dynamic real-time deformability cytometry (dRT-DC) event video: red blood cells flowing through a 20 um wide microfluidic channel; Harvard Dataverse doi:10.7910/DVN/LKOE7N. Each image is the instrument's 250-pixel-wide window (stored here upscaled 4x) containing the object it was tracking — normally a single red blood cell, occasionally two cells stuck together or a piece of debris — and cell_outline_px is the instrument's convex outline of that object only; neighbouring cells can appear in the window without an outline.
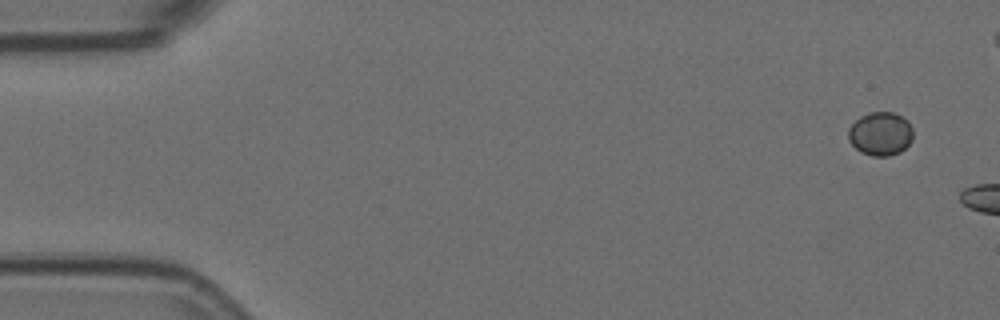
{"species": "Egyptian fruit bat (a non-hibernating species)", "species_latin": "Rousettus aegyptiacus", "temperature_condition": "room temperature", "stored_images_in_passage": 3, "camera_frame_rate_fps": 3000, "um_per_image_px": 0.085, "animal": {"sex": "female"}, "frame": {"image": 1, "passage_image": 1, "time_ms": 0.0, "image_size_px": [1000, 320], "cell_outline_px": [[912, 140], [900, 152], [888, 156], [872, 156], [860, 152], [848, 140], [848, 128], [860, 116], [868, 112], [892, 112], [908, 120], [912, 128]], "centroid_in_image_um": [74.82, 11.37], "position_along_channel_um": 10.2, "area_um2": 16.47}}